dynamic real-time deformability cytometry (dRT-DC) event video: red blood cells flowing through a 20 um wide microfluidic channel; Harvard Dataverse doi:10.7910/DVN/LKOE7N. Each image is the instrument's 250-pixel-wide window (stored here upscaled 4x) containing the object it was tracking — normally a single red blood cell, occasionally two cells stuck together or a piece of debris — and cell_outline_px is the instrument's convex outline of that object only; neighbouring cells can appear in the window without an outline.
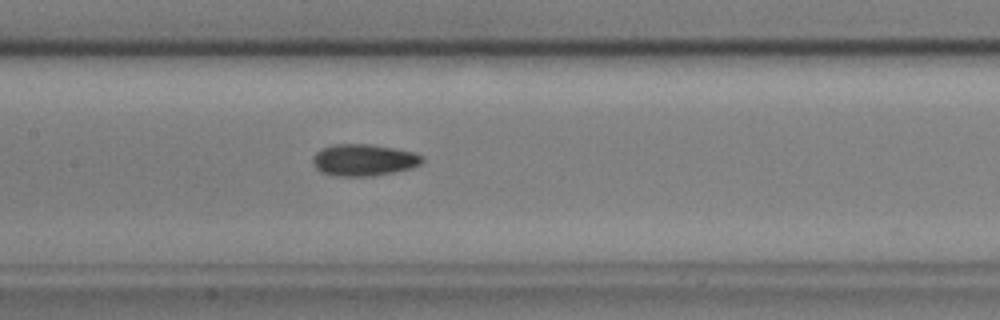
{"species": "common noctule bat (a hibernating species)", "species_latin": "Nyctalus noctula", "temperature_condition": "cold", "stored_images_in_passage": 8, "camera_frame_rate_fps": 3000, "um_per_image_px": 0.085, "animal": {"sex": "male", "body_mass_g": 17.9, "forearm_length_mm": 54.2}, "frame": {"image": 1, "passage_image": 7, "time_ms": 2.0, "image_size_px": [1000, 320], "cell_outline_px": [[424, 160], [420, 164], [412, 168], [372, 176], [332, 176], [320, 172], [312, 164], [312, 156], [320, 148], [336, 144], [372, 144], [396, 148], [412, 152], [424, 156]], "centroid_in_image_um": [30.89, 13.6], "position_along_channel_um": 176.5, "area_um2": 20.52}}